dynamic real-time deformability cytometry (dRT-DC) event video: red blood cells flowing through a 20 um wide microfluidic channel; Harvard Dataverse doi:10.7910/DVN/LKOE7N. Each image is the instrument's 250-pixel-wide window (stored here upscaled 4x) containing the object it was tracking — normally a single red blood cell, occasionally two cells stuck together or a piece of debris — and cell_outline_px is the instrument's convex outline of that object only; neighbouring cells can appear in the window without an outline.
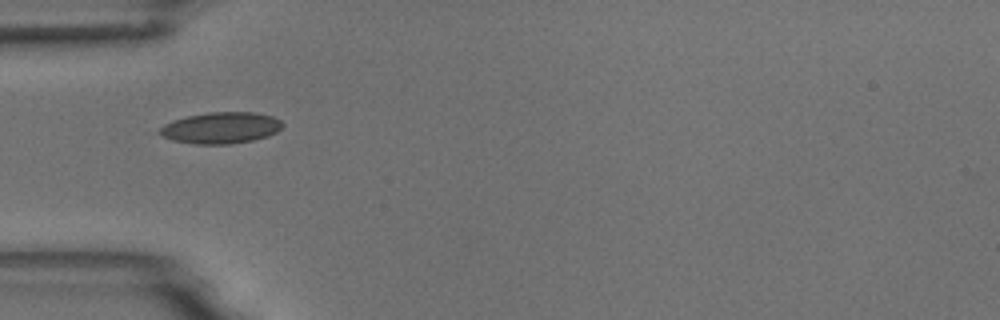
{"species": "common noctule bat (a hibernating species)", "species_latin": "Nyctalus noctula", "temperature_condition": "room temperature", "stored_images_in_passage": 5, "camera_frame_rate_fps": 3000, "um_per_image_px": 0.085, "animal": {"sex": "male", "body_mass_g": 18.8}, "frame": {"image": 1, "passage_image": 1, "time_ms": 0.0, "image_size_px": [1000, 320], "cell_outline_px": [[284, 124], [276, 132], [268, 136], [252, 140], [232, 144], [196, 144], [172, 140], [164, 136], [160, 132], [160, 128], [164, 124], [172, 120], [188, 116], [208, 112], [252, 112], [272, 116], [280, 120]], "centroid_in_image_um": [18.79, 10.86], "position_along_channel_um": 66.2, "area_um2": 22.31}}